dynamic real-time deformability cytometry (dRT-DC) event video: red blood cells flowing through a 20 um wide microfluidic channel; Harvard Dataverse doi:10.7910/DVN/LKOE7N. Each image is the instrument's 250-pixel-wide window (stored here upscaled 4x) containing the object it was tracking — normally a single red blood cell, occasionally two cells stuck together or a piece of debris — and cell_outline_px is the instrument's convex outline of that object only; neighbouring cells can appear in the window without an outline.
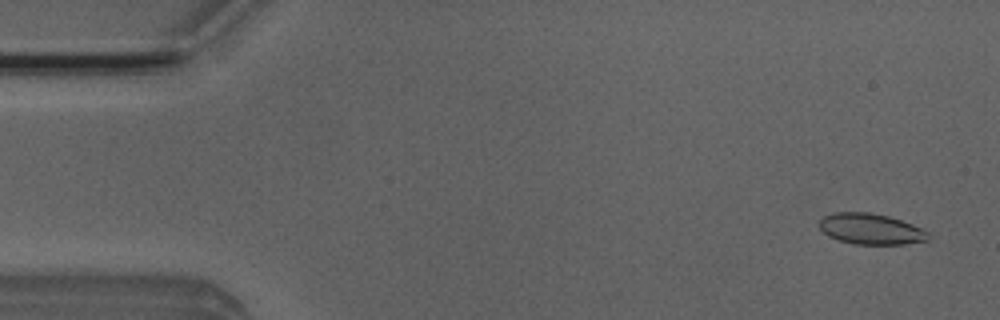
{"species": "Egyptian fruit bat (a non-hibernating species)", "species_latin": "Rousettus aegyptiacus", "temperature_condition": "room temperature", "stored_images_in_passage": 52, "camera_frame_rate_fps": 3000, "um_per_image_px": 0.085, "animal": {"sex": "male"}, "frame": {"image": 1, "passage_image": 3, "time_ms": 0.667, "image_size_px": [1000, 320], "cell_outline_px": [[928, 240], [904, 244], [856, 244], [840, 240], [828, 236], [820, 228], [820, 220], [824, 216], [832, 212], [868, 212], [888, 216], [912, 224], [928, 232]], "centroid_in_image_um": [74.0, 19.45], "position_along_channel_um": 11.0, "area_um2": 19.36}}
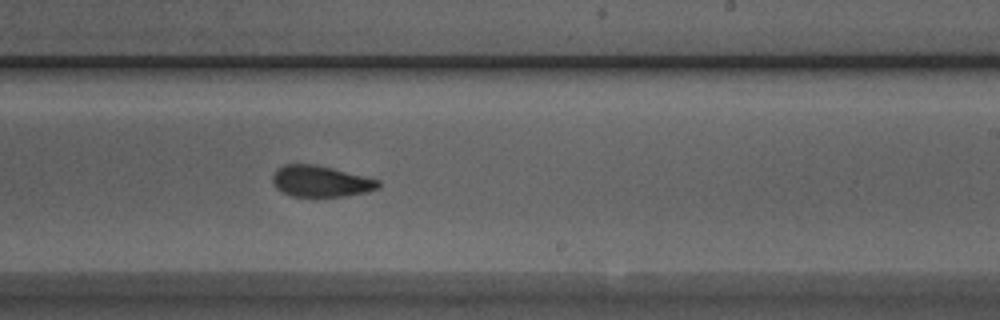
{"frame": {"image": 2, "passage_image": 31, "time_ms": 10.0, "image_size_px": [1000, 320], "cell_outline_px": [[380, 188], [368, 192], [344, 196], [292, 196], [280, 192], [272, 184], [272, 176], [276, 168], [284, 164], [316, 164], [380, 180]], "centroid_in_image_um": [27.23, 15.41], "position_along_channel_um": 261.8, "area_um2": 19.42}}
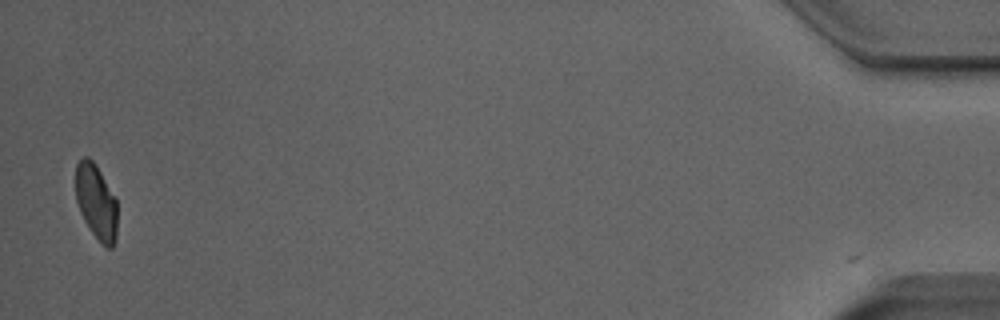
{"frame": {"image": 3, "passage_image": 51, "time_ms": 16.667, "image_size_px": [1000, 320], "cell_outline_px": [[116, 240], [112, 248], [104, 248], [100, 244], [84, 220], [80, 212], [76, 200], [76, 164], [84, 156], [88, 156], [96, 164], [116, 200]], "centroid_in_image_um": [8.17, 17.19], "position_along_channel_um": 427.0, "area_um2": 18.21}, "authors_computed_cell_mechanics": {"area_um2": 19.7676, "velocity_mm_per_s": 3.9548, "shape_relaxation_time_tau1_ms": 9.1785, "shape_relaxation_time_tau2_ms": 1.9727, "deformation_change_tau1": 0.1996, "deformation_change_tau2": 0.0618}}